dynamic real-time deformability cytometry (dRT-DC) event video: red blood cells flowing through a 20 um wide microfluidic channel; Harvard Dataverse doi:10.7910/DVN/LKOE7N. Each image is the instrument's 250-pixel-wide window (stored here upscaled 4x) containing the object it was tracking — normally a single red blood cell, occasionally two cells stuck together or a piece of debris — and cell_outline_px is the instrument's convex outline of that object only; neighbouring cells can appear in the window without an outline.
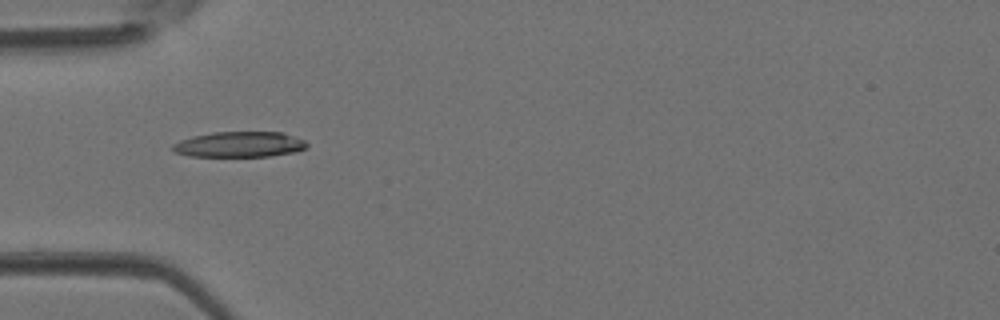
{"species": "Egyptian fruit bat (a non-hibernating species)", "species_latin": "Rousettus aegyptiacus", "temperature_condition": "room temperature", "stored_images_in_passage": 5, "camera_frame_rate_fps": 3000, "um_per_image_px": 0.085, "animal": {"sex": "female"}, "frame": {"image": 1, "passage_image": 4, "time_ms": 1.0, "image_size_px": [1000, 320], "cell_outline_px": [[308, 148], [296, 152], [268, 156], [188, 156], [172, 152], [172, 144], [180, 140], [192, 136], [212, 132], [284, 132], [304, 140], [308, 144]], "centroid_in_image_um": [20.35, 12.27], "position_along_channel_um": 64.6, "area_um2": 20.17}}
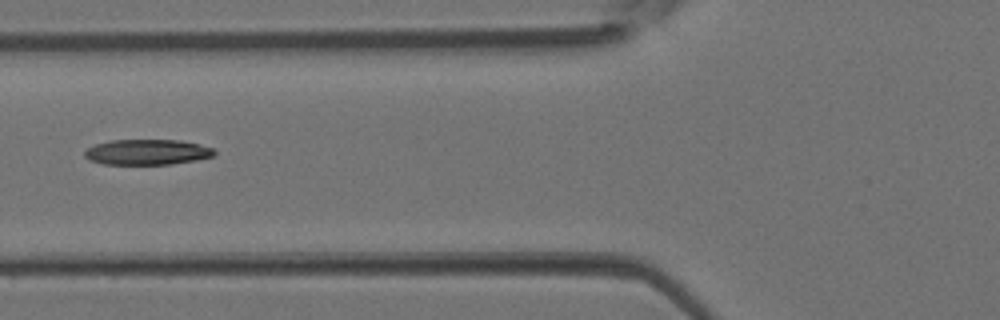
{"frame": {"image": 2, "passage_image": 5, "time_ms": 1.333, "image_size_px": [1000, 320], "cell_outline_px": [[216, 152], [212, 156], [196, 160], [172, 164], [104, 164], [88, 160], [84, 156], [84, 152], [88, 148], [96, 144], [112, 140], [180, 140], [200, 144], [212, 148]], "centroid_in_image_um": [12.5, 12.93], "position_along_channel_um": 113.3, "area_um2": 19.19}}